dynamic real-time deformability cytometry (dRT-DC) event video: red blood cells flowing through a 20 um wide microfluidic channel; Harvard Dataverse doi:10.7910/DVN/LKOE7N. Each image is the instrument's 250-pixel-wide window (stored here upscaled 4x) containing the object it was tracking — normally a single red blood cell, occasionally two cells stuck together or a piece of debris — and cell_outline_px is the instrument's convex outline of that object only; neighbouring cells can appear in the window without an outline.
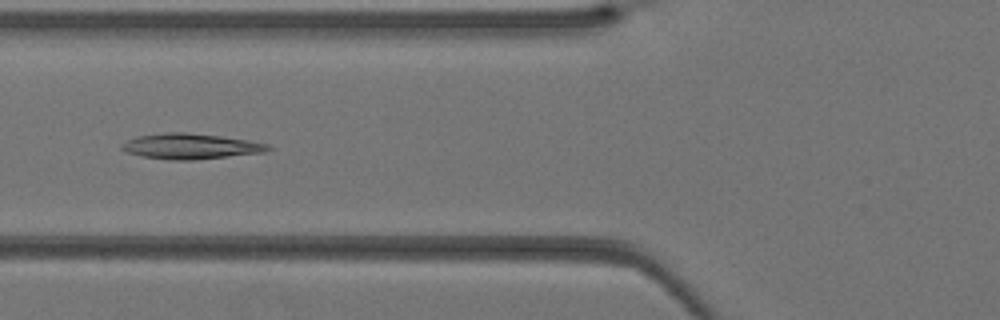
{"species": "Egyptian fruit bat (a non-hibernating species)", "species_latin": "Rousettus aegyptiacus", "temperature_condition": "warm", "stored_images_in_passage": 37, "camera_frame_rate_fps": 3000, "um_per_image_px": 0.085, "animal": {"sex": "female"}, "frame": {"image": 1, "passage_image": 13, "time_ms": 4.0, "image_size_px": [1000, 320], "cell_outline_px": [[272, 148], [264, 152], [192, 160], [168, 160], [140, 156], [124, 152], [120, 148], [120, 144], [136, 136], [164, 132], [188, 132], [220, 136], [248, 140], [268, 144]], "centroid_in_image_um": [16.12, 12.43], "position_along_channel_um": 109.7, "area_um2": 21.85}}
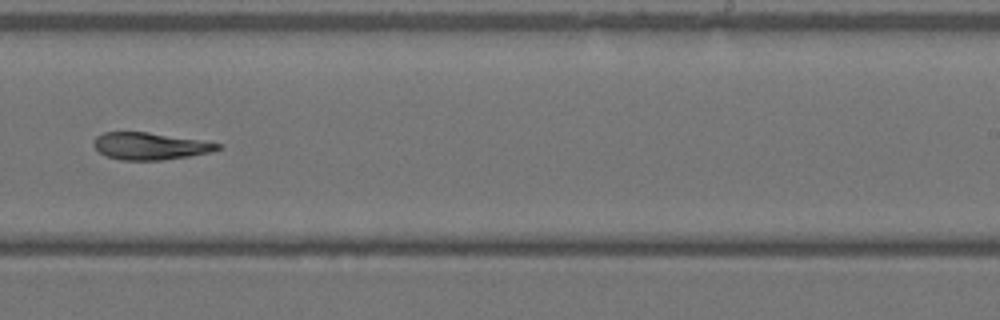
{"frame": {"image": 2, "passage_image": 23, "time_ms": 7.333, "image_size_px": [1000, 320], "cell_outline_px": [[220, 148], [212, 152], [188, 156], [160, 160], [120, 160], [104, 156], [92, 144], [96, 136], [104, 132], [148, 132], [220, 144]], "centroid_in_image_um": [12.68, 12.42], "position_along_channel_um": 276.3, "area_um2": 19.31}}
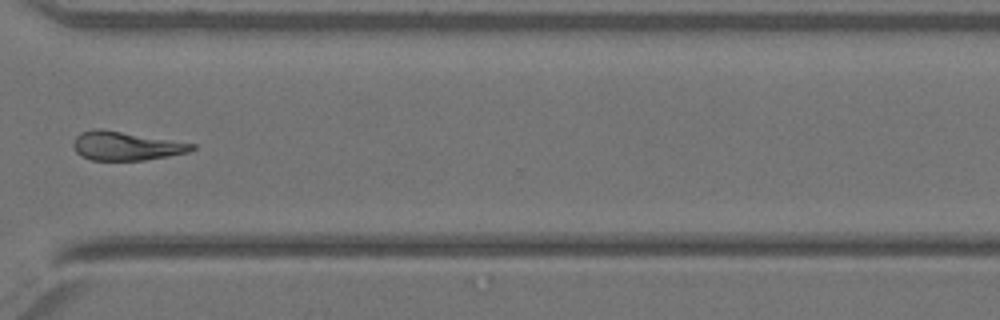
{"frame": {"image": 3, "passage_image": 28, "time_ms": 9.0, "image_size_px": [1000, 320], "cell_outline_px": [[196, 148], [188, 152], [168, 156], [144, 160], [92, 160], [80, 156], [76, 152], [72, 144], [76, 136], [80, 132], [92, 128], [100, 128], [196, 144]], "centroid_in_image_um": [10.67, 12.4], "position_along_channel_um": 359.9, "area_um2": 19.94}}